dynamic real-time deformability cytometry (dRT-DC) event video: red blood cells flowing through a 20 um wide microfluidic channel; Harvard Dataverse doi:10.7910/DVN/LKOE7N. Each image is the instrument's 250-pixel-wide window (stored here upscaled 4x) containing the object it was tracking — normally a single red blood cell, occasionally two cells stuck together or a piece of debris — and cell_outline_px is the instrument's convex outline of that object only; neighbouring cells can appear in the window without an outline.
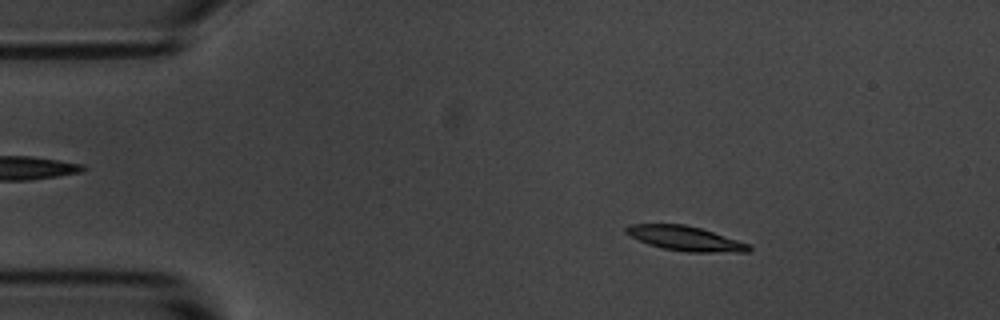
{"species": "common noctule bat (a hibernating species)", "species_latin": "Nyctalus noctula", "temperature_condition": "room temperature", "stored_images_in_passage": 4, "camera_frame_rate_fps": 3000, "um_per_image_px": 0.085, "animal": {"sex": "male", "body_mass_g": 20.1, "forearm_length_mm": 53.5}, "frame": {"image": 1, "passage_image": 2, "time_ms": 1.333, "image_size_px": [1000, 320], "cell_outline_px": [[752, 248], [748, 252], [688, 252], [664, 248], [648, 244], [624, 232], [624, 228], [628, 224], [684, 224], [700, 228], [748, 244]], "centroid_in_image_um": [58.21, 20.26], "position_along_channel_um": 26.8, "area_um2": 17.28}}
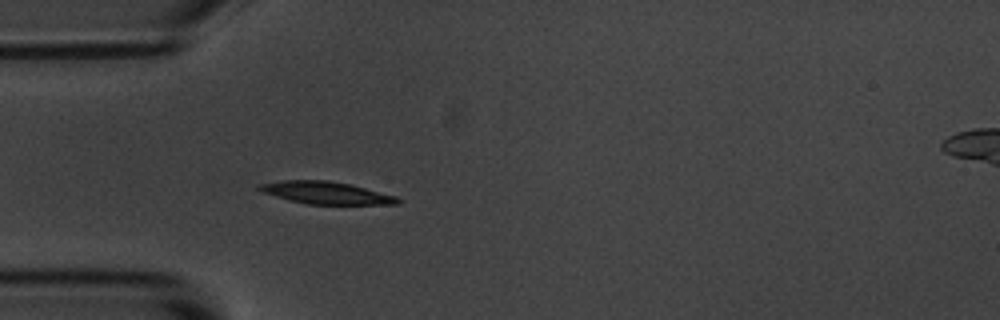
{"frame": {"image": 2, "passage_image": 4, "time_ms": 3.667, "image_size_px": [1000, 320], "cell_outline_px": [[404, 200], [400, 204], [304, 204], [276, 196], [264, 192], [256, 188], [256, 184], [280, 180], [328, 180], [348, 184], [396, 196]], "centroid_in_image_um": [27.7, 16.39], "position_along_channel_um": 57.3, "area_um2": 17.98}}